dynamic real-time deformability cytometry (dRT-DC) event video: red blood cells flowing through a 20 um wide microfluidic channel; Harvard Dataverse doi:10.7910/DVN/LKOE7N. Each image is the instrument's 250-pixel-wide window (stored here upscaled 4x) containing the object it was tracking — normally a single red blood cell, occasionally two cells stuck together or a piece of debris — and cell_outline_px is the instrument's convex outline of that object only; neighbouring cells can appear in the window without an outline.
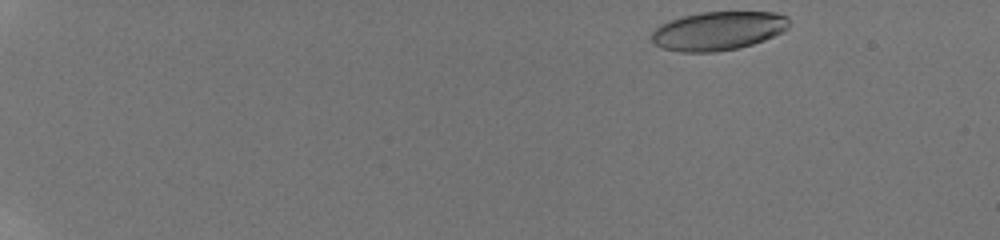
{"species": "human", "species_latin": "Homo sapiens", "temperature_condition": "room temperature", "stored_images_in_passage": 52, "camera_frame_rate_fps": 3000, "um_per_image_px": 0.085, "donor": {"sex": "male"}, "frame": {"image": 1, "passage_image": 1, "time_ms": 0.0, "image_size_px": [1000, 240], "cell_outline_px": [[788, 28], [764, 40], [752, 44], [736, 48], [716, 52], [680, 52], [664, 48], [656, 44], [652, 40], [652, 32], [660, 24], [668, 20], [700, 12], [776, 12], [788, 16]], "centroid_in_image_um": [61.03, 2.61], "position_along_channel_um": 24.0, "area_um2": 30.87}}
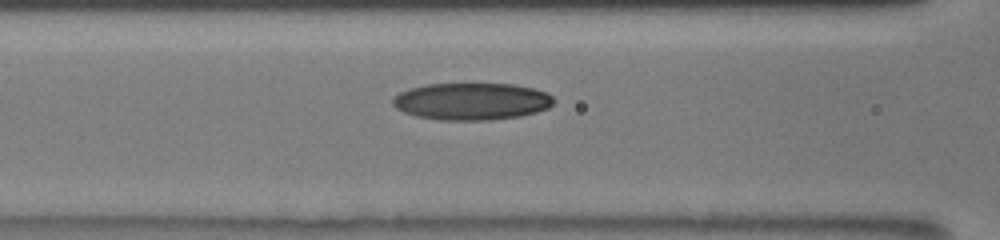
{"frame": {"image": 2, "passage_image": 41, "time_ms": 6.667, "image_size_px": [1000, 240], "cell_outline_px": [[556, 100], [548, 108], [536, 112], [520, 116], [488, 120], [440, 120], [416, 116], [404, 112], [396, 108], [392, 104], [392, 100], [400, 92], [408, 88], [428, 84], [512, 84], [536, 88], [548, 92]], "centroid_in_image_um": [40.11, 8.61], "position_along_channel_um": 126.5, "area_um2": 34.97}}
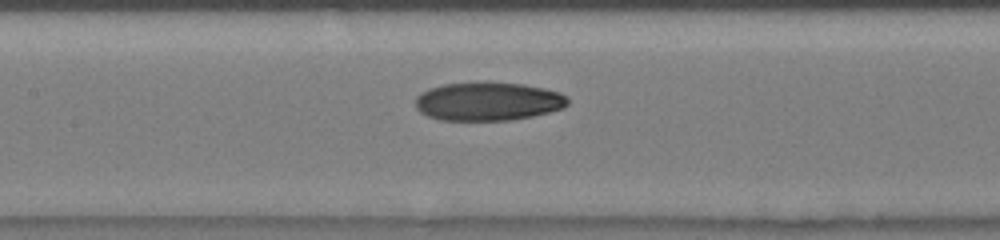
{"frame": {"image": 3, "passage_image": 47, "time_ms": 7.667, "image_size_px": [1000, 240], "cell_outline_px": [[568, 104], [564, 108], [532, 116], [512, 120], [440, 120], [428, 116], [420, 112], [416, 108], [416, 96], [420, 92], [428, 88], [444, 84], [524, 84], [544, 88], [560, 92], [568, 96]], "centroid_in_image_um": [41.49, 8.64], "position_along_channel_um": 165.9, "area_um2": 33.76}}